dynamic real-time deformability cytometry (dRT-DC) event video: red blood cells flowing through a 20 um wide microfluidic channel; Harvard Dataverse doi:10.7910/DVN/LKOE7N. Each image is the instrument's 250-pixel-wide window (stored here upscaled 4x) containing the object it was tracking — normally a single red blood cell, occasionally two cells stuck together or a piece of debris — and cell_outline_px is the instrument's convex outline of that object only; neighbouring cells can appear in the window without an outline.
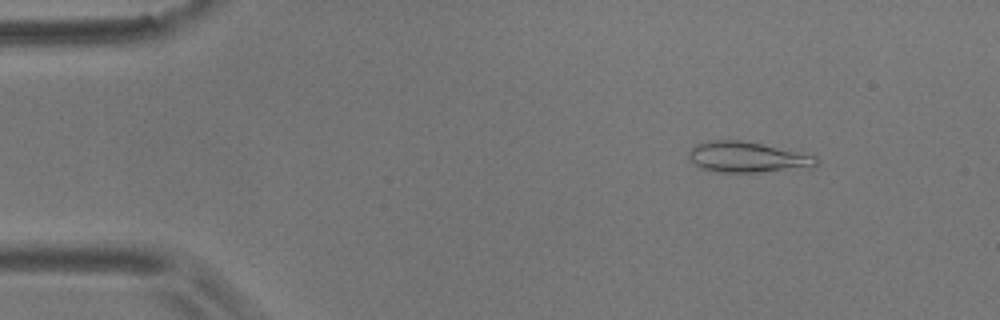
{"species": "common noctule bat (a hibernating species)", "species_latin": "Nyctalus noctula", "temperature_condition": "room temperature", "stored_images_in_passage": 56, "camera_frame_rate_fps": 3000, "um_per_image_px": 0.085, "animal": {"sex": "male", "body_mass_g": 17.9}, "frame": {"image": 1, "passage_image": 7, "time_ms": 2.0, "image_size_px": [1000, 320], "cell_outline_px": [[820, 160], [816, 168], [808, 172], [716, 172], [700, 168], [688, 156], [688, 152], [696, 144], [708, 140], [740, 140], [760, 144], [816, 156]], "centroid_in_image_um": [63.68, 13.41], "position_along_channel_um": 21.3, "area_um2": 23.58}}
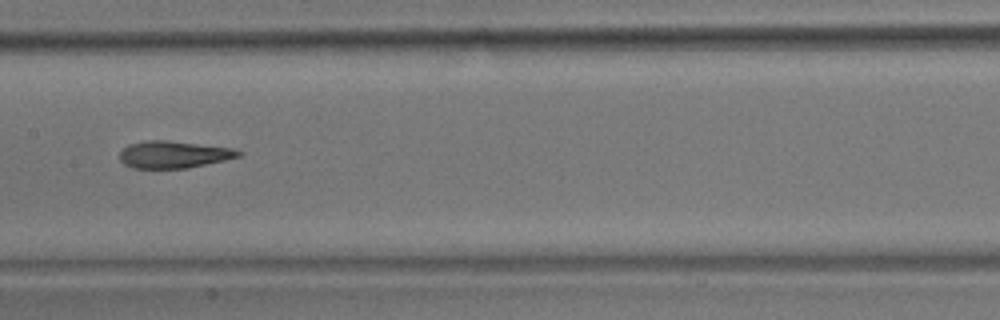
{"frame": {"image": 2, "passage_image": 28, "time_ms": 9.0, "image_size_px": [1000, 320], "cell_outline_px": [[244, 152], [240, 156], [224, 160], [188, 168], [132, 168], [124, 164], [120, 160], [120, 152], [128, 144], [144, 140], [168, 140], [232, 148]], "centroid_in_image_um": [14.74, 13.13], "position_along_channel_um": 192.7, "area_um2": 18.79}}
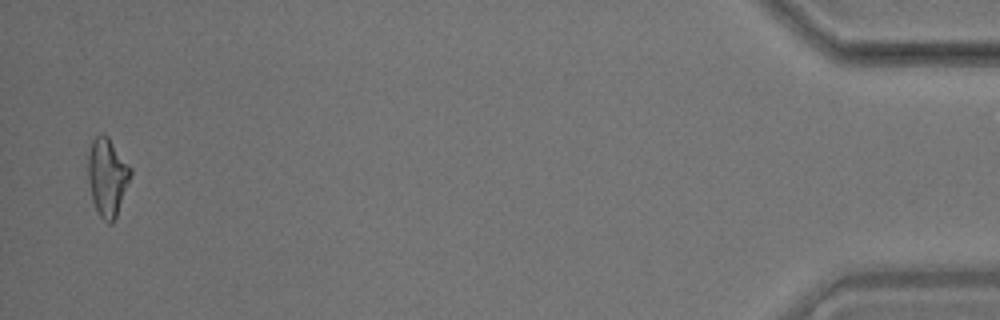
{"frame": {"image": 3, "passage_image": 55, "time_ms": 18.0, "image_size_px": [1000, 320], "cell_outline_px": [[132, 172], [116, 216], [112, 224], [108, 224], [100, 216], [92, 200], [88, 180], [88, 156], [92, 140], [100, 132], [104, 132], [108, 136], [132, 168]], "centroid_in_image_um": [9.11, 15.0], "position_along_channel_um": 426.1, "area_um2": 19.31}, "authors_computed_cell_mechanics": {"area_um2": 19.4497, "velocity_mm_per_s": 3.5517, "shape_relaxation_time_tau1_ms": 7.541, "shape_relaxation_time_tau2_ms": 2.7748, "deformation_change_tau1": 0.2017, "deformation_change_tau2": 0.1231}}